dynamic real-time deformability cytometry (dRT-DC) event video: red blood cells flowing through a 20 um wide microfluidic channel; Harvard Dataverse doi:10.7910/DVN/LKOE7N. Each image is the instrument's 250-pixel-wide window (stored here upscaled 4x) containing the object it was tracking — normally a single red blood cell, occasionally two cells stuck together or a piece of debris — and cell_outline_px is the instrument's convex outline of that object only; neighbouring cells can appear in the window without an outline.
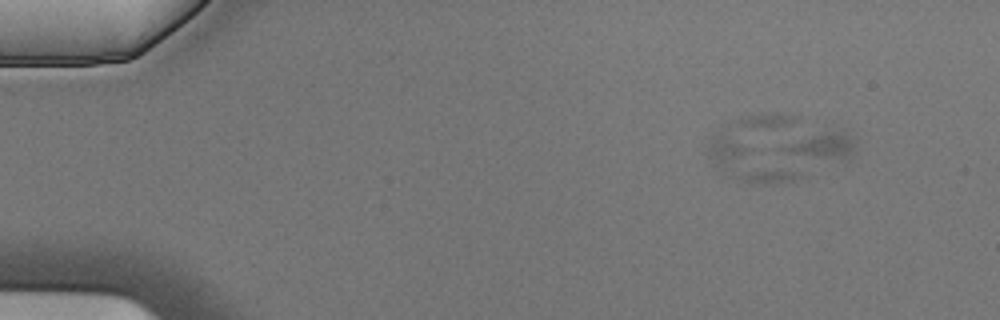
{"species": "Egyptian fruit bat (a non-hibernating species)", "species_latin": "Rousettus aegyptiacus", "temperature_condition": "cold", "stored_images_in_passage": 5, "camera_frame_rate_fps": 3000, "um_per_image_px": 0.085, "animal": {"sex": "male"}, "frame": {"image": 1, "passage_image": 2, "time_ms": 0.333, "image_size_px": [1000, 320], "cell_outline_px": [[804, 176], [792, 180], [776, 184], [764, 184], [740, 180], [720, 168], [704, 152], [708, 144], [716, 136], [728, 132], [800, 172]], "centroid_in_image_um": [63.61, 13.72], "position_along_channel_um": 21.4, "area_um2": 19.54}}